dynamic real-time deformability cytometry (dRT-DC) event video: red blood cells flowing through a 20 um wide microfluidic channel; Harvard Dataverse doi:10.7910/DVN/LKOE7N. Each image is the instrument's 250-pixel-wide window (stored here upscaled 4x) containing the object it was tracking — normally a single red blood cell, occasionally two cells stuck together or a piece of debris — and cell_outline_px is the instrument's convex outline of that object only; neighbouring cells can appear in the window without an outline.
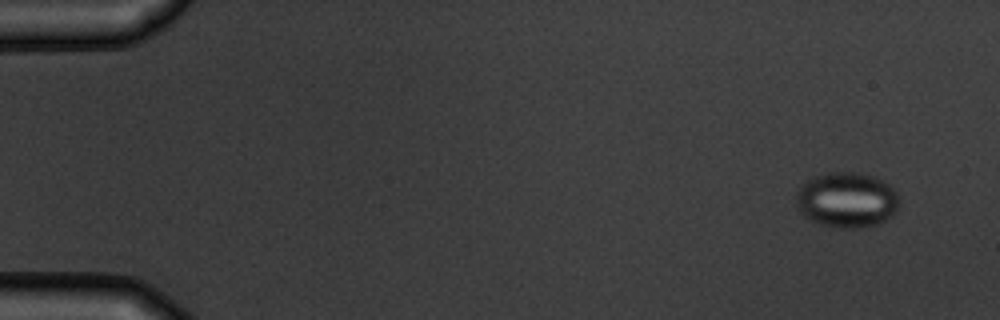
{"species": "common noctule bat (a hibernating species)", "species_latin": "Nyctalus noctula", "temperature_condition": "warm", "stored_images_in_passage": 5, "camera_frame_rate_fps": 3000, "um_per_image_px": 0.085, "animal": {"sex": "male", "body_mass_g": 19.5, "forearm_length_mm": 54.6}, "frame": {"image": 1, "passage_image": 1, "time_ms": 0.0, "image_size_px": [1000, 320], "cell_outline_px": [[896, 212], [892, 216], [880, 224], [860, 228], [840, 228], [820, 224], [804, 216], [800, 212], [796, 204], [796, 192], [808, 180], [816, 176], [828, 172], [860, 172], [872, 176], [888, 184], [896, 192]], "centroid_in_image_um": [71.96, 17.01], "position_along_channel_um": 13.0, "area_um2": 33.12}}
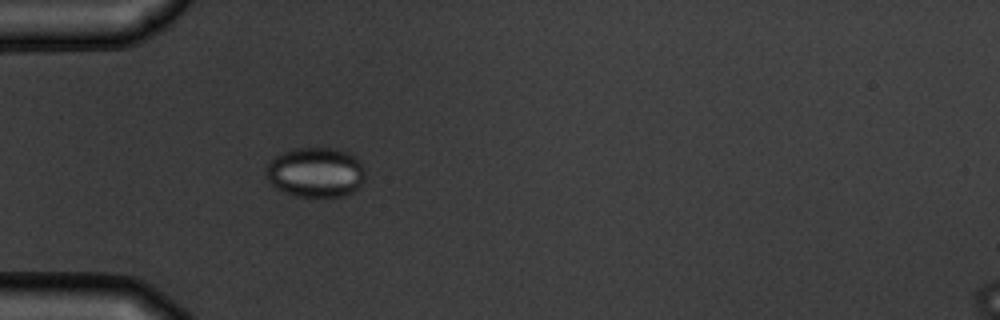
{"frame": {"image": 2, "passage_image": 5, "time_ms": 4.333, "image_size_px": [1000, 320], "cell_outline_px": [[364, 180], [352, 192], [344, 196], [296, 196], [284, 192], [276, 188], [264, 176], [268, 160], [292, 148], [324, 144], [348, 152], [364, 168]], "centroid_in_image_um": [26.78, 14.59], "position_along_channel_um": 58.2, "area_um2": 29.42}}